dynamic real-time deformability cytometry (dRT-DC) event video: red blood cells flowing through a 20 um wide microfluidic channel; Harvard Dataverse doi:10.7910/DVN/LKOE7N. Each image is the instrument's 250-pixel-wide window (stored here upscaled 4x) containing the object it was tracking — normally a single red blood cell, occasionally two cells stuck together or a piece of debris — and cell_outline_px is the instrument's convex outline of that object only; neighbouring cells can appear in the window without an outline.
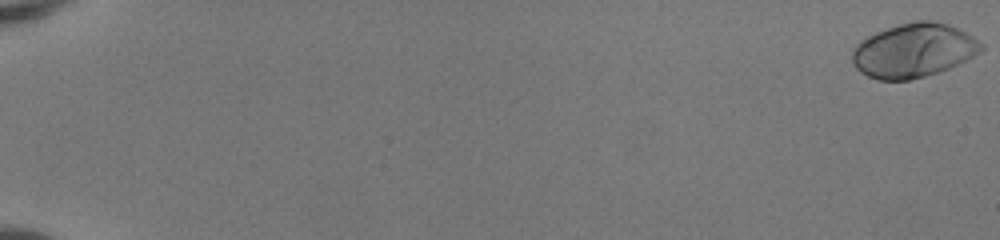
{"species": "human", "species_latin": "Homo sapiens", "temperature_condition": "room temperature", "stored_images_in_passage": 53, "camera_frame_rate_fps": 3000, "um_per_image_px": 0.085, "donor": {"sex": "female"}, "frame": {"image": 1, "passage_image": 1, "time_ms": 0.0, "image_size_px": [1000, 240], "cell_outline_px": [[984, 48], [980, 52], [948, 68], [924, 76], [908, 80], [880, 80], [868, 76], [860, 72], [852, 64], [852, 48], [860, 40], [876, 32], [912, 20], [932, 20], [948, 24], [972, 36], [984, 44]], "centroid_in_image_um": [77.62, 4.28], "position_along_channel_um": 7.4, "area_um2": 40.4}}
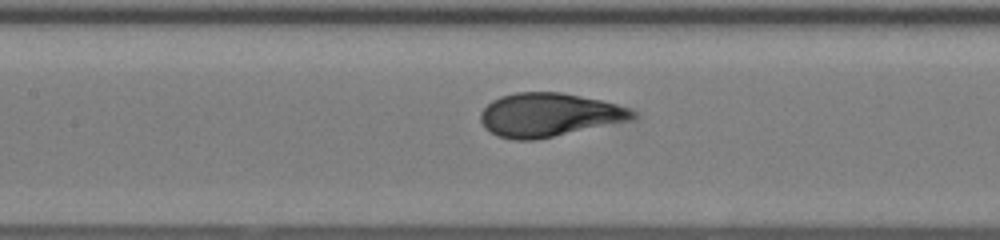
{"frame": {"image": 2, "passage_image": 28, "time_ms": 9.0, "image_size_px": [1000, 240], "cell_outline_px": [[636, 116], [632, 120], [536, 140], [512, 140], [496, 136], [484, 128], [480, 120], [480, 112], [492, 100], [500, 96], [516, 92], [560, 92], [600, 100], [616, 104], [628, 108], [636, 112]], "centroid_in_image_um": [46.62, 9.77], "position_along_channel_um": 160.8, "area_um2": 38.78}}
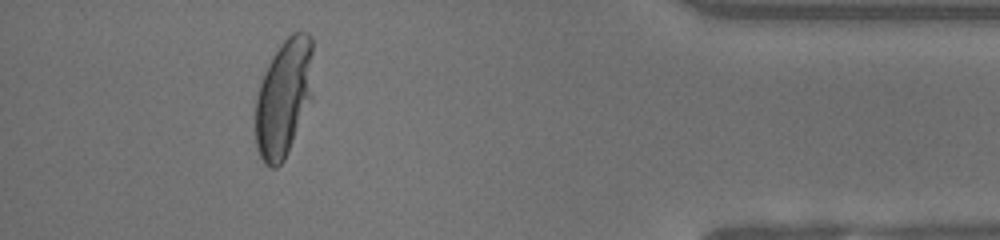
{"frame": {"image": 3, "passage_image": 49, "time_ms": 16.0, "image_size_px": [1000, 240], "cell_outline_px": [[312, 100], [288, 152], [284, 160], [276, 168], [272, 168], [264, 164], [256, 148], [256, 96], [264, 72], [272, 56], [280, 44], [292, 32], [308, 32], [312, 36]], "centroid_in_image_um": [24.13, 8.31], "position_along_channel_um": 411.1, "area_um2": 39.88}, "authors_computed_cell_mechanics": {"area_um2": 38.3792, "velocity_mm_per_s": 4.1203, "shape_relaxation_time_tau1_ms": 3.9763, "shape_relaxation_time_tau2_ms": null, "deformation_change_tau1": 0.2193, "deformation_change_tau2": null}}